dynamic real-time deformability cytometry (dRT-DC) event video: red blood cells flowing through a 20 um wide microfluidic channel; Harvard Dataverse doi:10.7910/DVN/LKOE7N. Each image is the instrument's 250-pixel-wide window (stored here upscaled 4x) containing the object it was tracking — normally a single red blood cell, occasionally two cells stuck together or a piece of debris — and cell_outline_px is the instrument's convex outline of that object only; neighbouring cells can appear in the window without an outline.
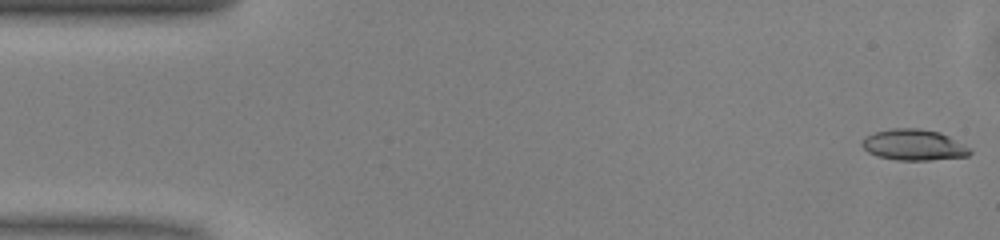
{"species": "common noctule bat (a hibernating species)", "species_latin": "Nyctalus noctula", "temperature_condition": "warm", "stored_images_in_passage": 49, "camera_frame_rate_fps": 3000, "um_per_image_px": 0.085, "animal": {"sex": "male", "body_mass_g": 13.0, "forearm_length_mm": 53.1}, "frame": {"image": 1, "passage_image": 1, "time_ms": 0.0, "image_size_px": [1000, 240], "cell_outline_px": [[972, 152], [968, 156], [928, 160], [896, 160], [876, 156], [868, 152], [860, 144], [868, 136], [876, 132], [892, 128], [920, 128], [940, 132], [948, 136], [968, 148]], "centroid_in_image_um": [77.65, 12.32], "position_along_channel_um": 7.4, "area_um2": 19.25}}
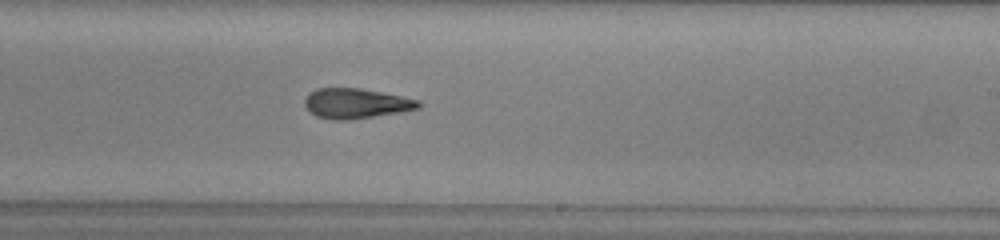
{"frame": {"image": 2, "passage_image": 29, "time_ms": 9.333, "image_size_px": [1000, 240], "cell_outline_px": [[420, 108], [404, 112], [348, 120], [332, 120], [316, 116], [304, 104], [304, 100], [308, 92], [316, 88], [360, 88], [420, 100]], "centroid_in_image_um": [30.26, 8.79], "position_along_channel_um": 258.7, "area_um2": 20.0}}
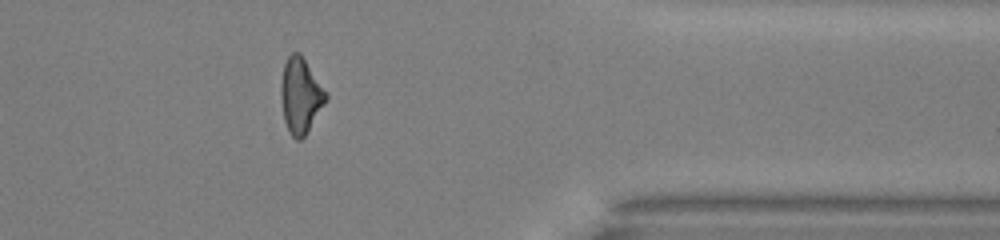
{"frame": {"image": 3, "passage_image": 40, "time_ms": 13.0, "image_size_px": [1000, 240], "cell_outline_px": [[328, 100], [304, 136], [300, 140], [296, 140], [288, 132], [284, 120], [280, 96], [280, 84], [284, 64], [288, 56], [292, 52], [300, 52], [328, 92]], "centroid_in_image_um": [25.56, 8.11], "position_along_channel_um": 385.8, "area_um2": 20.11}, "authors_computed_cell_mechanics": {"area_um2": 19.7676, "velocity_mm_per_s": 4.0744, "shape_relaxation_time_tau1_ms": 5.5825, "shape_relaxation_time_tau2_ms": 2.8098, "deformation_change_tau1": 0.1881, "deformation_change_tau2": 0.125}}